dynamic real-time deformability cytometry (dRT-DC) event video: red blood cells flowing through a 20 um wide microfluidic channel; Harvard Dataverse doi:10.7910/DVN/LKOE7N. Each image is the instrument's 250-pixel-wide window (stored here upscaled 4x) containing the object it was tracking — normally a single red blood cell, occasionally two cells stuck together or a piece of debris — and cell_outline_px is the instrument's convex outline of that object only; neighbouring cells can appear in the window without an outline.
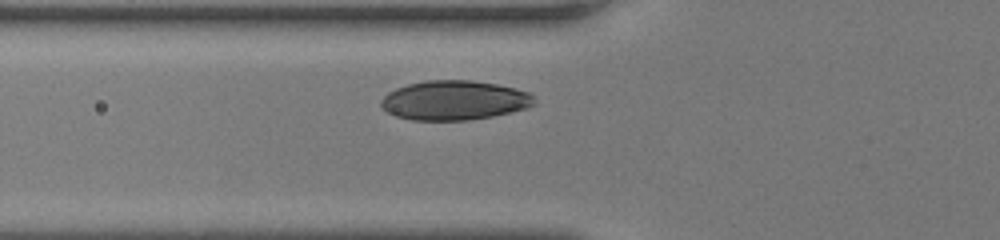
{"species": "human", "species_latin": "Homo sapiens", "temperature_condition": "room temperature", "stored_images_in_passage": 30, "camera_frame_rate_fps": 3000, "um_per_image_px": 0.085, "donor": {"sex": "female"}, "frame": {"image": 1, "passage_image": 7, "time_ms": 2.0, "image_size_px": [1000, 240], "cell_outline_px": [[536, 104], [528, 108], [512, 112], [492, 116], [468, 120], [412, 120], [396, 116], [380, 108], [380, 100], [388, 92], [396, 88], [408, 84], [428, 80], [472, 80], [496, 84], [516, 88], [528, 92], [536, 100]], "centroid_in_image_um": [38.62, 8.53], "position_along_channel_um": 87.2, "area_um2": 35.43}}
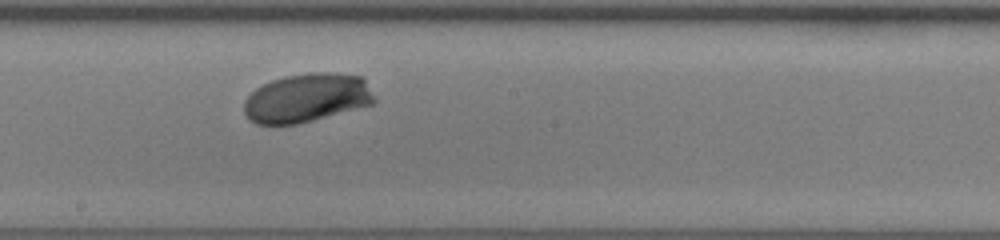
{"frame": {"image": 2, "passage_image": 17, "time_ms": 5.333, "image_size_px": [1000, 240], "cell_outline_px": [[376, 100], [372, 104], [312, 120], [296, 124], [256, 124], [248, 120], [244, 112], [244, 100], [256, 88], [272, 80], [284, 76], [308, 72], [328, 72], [364, 76], [376, 96]], "centroid_in_image_um": [26.09, 8.3], "position_along_channel_um": 222.1, "area_um2": 37.28}}
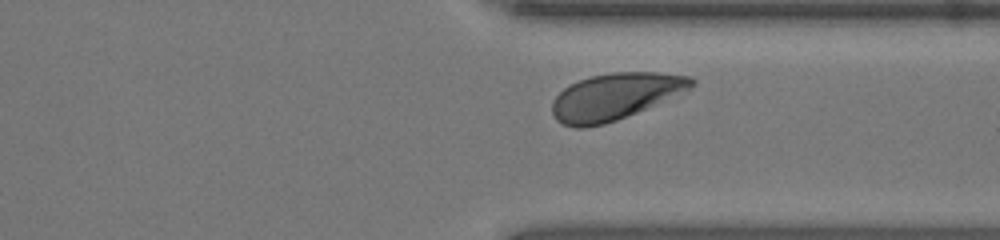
{"frame": {"image": 3, "passage_image": 27, "time_ms": 8.667, "image_size_px": [1000, 240], "cell_outline_px": [[696, 84], [692, 88], [636, 112], [616, 120], [604, 124], [584, 128], [576, 128], [564, 124], [556, 120], [552, 112], [552, 100], [568, 84], [592, 76], [612, 72], [656, 72], [692, 76], [696, 80]], "centroid_in_image_um": [52.28, 8.19], "position_along_channel_um": 359.1, "area_um2": 37.63}, "authors_computed_cell_mechanics": {"area_um2": 36.3273, "velocity_mm_per_s": 4.0656, "shape_relaxation_time_tau1_ms": 1.8375, "shape_relaxation_time_tau2_ms": null, "deformation_change_tau1": 0.1075, "deformation_change_tau2": null}}